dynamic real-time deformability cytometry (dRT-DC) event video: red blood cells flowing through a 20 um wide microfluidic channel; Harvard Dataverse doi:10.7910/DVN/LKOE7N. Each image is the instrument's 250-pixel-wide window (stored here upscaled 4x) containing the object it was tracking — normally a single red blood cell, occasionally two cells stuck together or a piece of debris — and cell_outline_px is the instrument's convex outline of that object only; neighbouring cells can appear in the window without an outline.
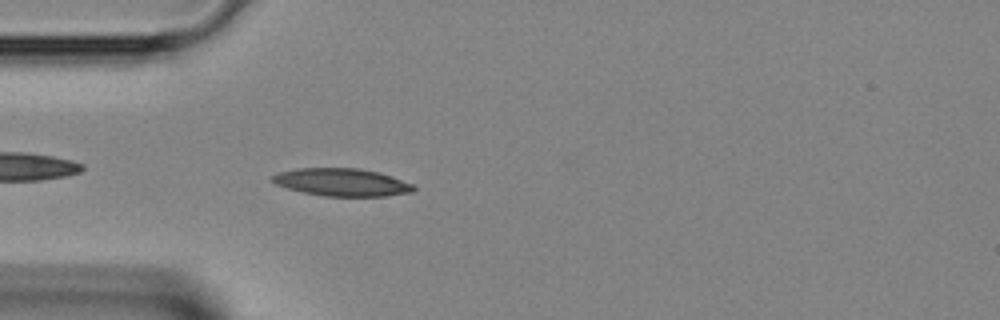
{"species": "Egyptian fruit bat (a non-hibernating species)", "species_latin": "Rousettus aegyptiacus", "temperature_condition": "room temperature", "stored_images_in_passage": 33, "camera_frame_rate_fps": 3000, "um_per_image_px": 0.085, "animal": {"sex": "female"}, "frame": {"image": 1, "passage_image": 3, "time_ms": 0.667, "image_size_px": [1000, 320], "cell_outline_px": [[416, 188], [412, 192], [388, 196], [324, 196], [304, 192], [288, 188], [276, 184], [272, 180], [272, 176], [280, 172], [296, 168], [360, 168], [380, 172], [392, 176], [412, 184]], "centroid_in_image_um": [29.09, 15.49], "position_along_channel_um": 55.9, "area_um2": 22.72}}
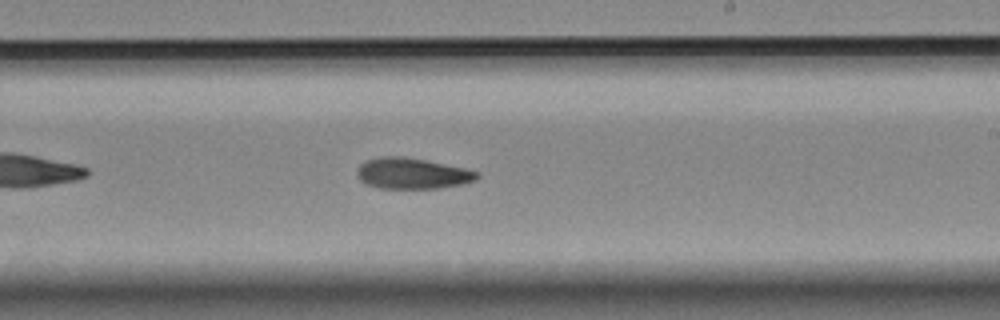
{"frame": {"image": 2, "passage_image": 16, "time_ms": 5.0, "image_size_px": [1000, 320], "cell_outline_px": [[480, 176], [476, 180], [464, 184], [436, 188], [380, 188], [364, 184], [356, 176], [356, 168], [360, 164], [368, 160], [384, 156], [400, 156], [428, 160], [464, 168], [480, 172]], "centroid_in_image_um": [35.03, 14.74], "position_along_channel_um": 254.0, "area_um2": 21.79}}
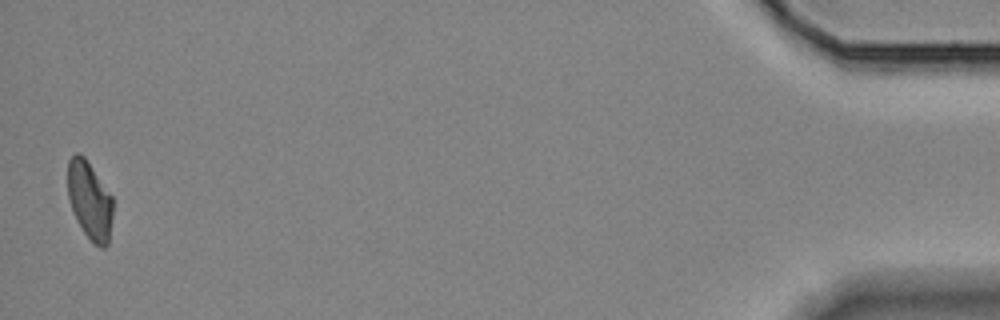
{"frame": {"image": 3, "passage_image": 33, "time_ms": 10.667, "image_size_px": [1000, 320], "cell_outline_px": [[112, 220], [108, 244], [104, 248], [100, 248], [84, 232], [76, 220], [72, 212], [68, 196], [68, 160], [76, 152], [80, 152], [84, 156], [112, 196]], "centroid_in_image_um": [7.61, 17.02], "position_along_channel_um": 427.6, "area_um2": 20.46}}